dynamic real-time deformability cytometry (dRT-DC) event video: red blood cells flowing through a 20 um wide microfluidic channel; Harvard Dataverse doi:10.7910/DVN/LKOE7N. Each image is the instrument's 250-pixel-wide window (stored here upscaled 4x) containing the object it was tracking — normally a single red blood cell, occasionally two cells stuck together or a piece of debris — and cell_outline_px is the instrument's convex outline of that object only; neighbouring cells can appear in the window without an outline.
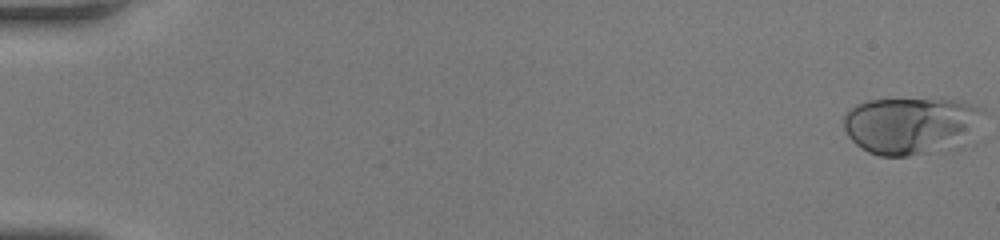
{"species": "human", "species_latin": "Homo sapiens", "temperature_condition": "room temperature", "stored_images_in_passage": 50, "camera_frame_rate_fps": 3000, "um_per_image_px": 0.085, "donor": {"sex": "female"}, "frame": {"image": 1, "passage_image": 1, "time_ms": 0.0, "image_size_px": [1000, 240], "cell_outline_px": [[984, 108], [964, 128], [952, 136], [924, 152], [908, 156], [880, 156], [868, 152], [860, 148], [848, 136], [844, 128], [844, 116], [856, 104], [868, 100], [956, 100]], "centroid_in_image_um": [77.02, 10.59], "position_along_channel_um": 8.0, "area_um2": 42.14}}
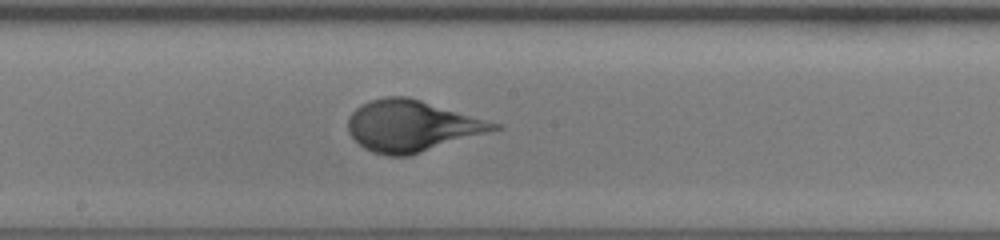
{"frame": {"image": 2, "passage_image": 29, "time_ms": 9.333, "image_size_px": [1000, 240], "cell_outline_px": [[504, 128], [408, 156], [388, 156], [372, 152], [364, 148], [348, 132], [348, 116], [360, 104], [368, 100], [384, 96], [408, 96], [504, 124]], "centroid_in_image_um": [35.04, 10.69], "position_along_channel_um": 213.2, "area_um2": 43.99}}
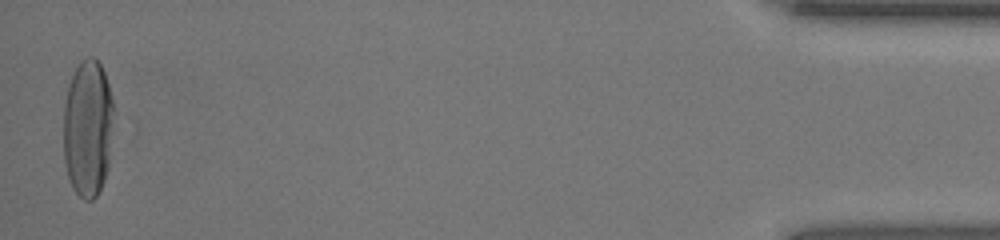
{"frame": {"image": 3, "passage_image": 50, "time_ms": 16.333, "image_size_px": [1000, 240], "cell_outline_px": [[112, 112], [108, 168], [104, 180], [96, 196], [92, 200], [84, 200], [72, 188], [68, 176], [64, 160], [64, 100], [68, 84], [80, 60], [88, 56], [92, 56], [100, 64], [104, 72], [108, 84], [112, 100]], "centroid_in_image_um": [7.43, 10.88], "position_along_channel_um": 427.8, "area_um2": 39.94}, "authors_computed_cell_mechanics": {"area_um2": 41.4137, "velocity_mm_per_s": 4.253, "shape_relaxation_time_tau1_ms": 4.2184, "shape_relaxation_time_tau2_ms": null, "deformation_change_tau1": 0.2184, "deformation_change_tau2": null}}